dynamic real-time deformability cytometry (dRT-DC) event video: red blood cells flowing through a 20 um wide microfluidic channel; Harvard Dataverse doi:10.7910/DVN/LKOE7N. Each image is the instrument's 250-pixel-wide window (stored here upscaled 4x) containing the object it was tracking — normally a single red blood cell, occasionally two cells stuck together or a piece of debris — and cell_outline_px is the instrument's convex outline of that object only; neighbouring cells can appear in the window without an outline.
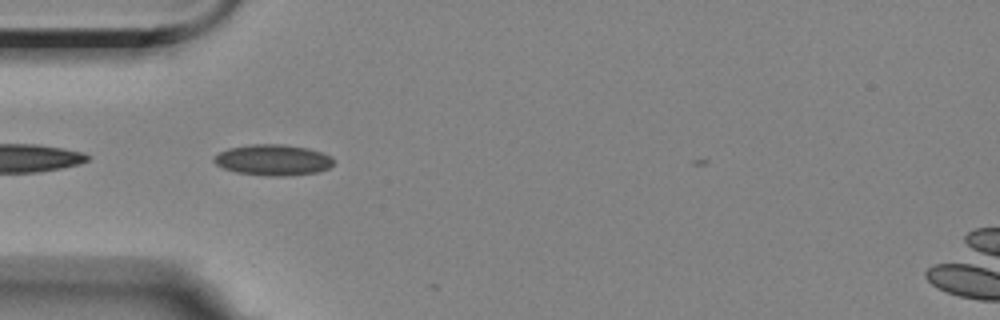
{"species": "Egyptian fruit bat (a non-hibernating species)", "species_latin": "Rousettus aegyptiacus", "temperature_condition": "room temperature", "stored_images_in_passage": 3, "camera_frame_rate_fps": 3000, "um_per_image_px": 0.085, "animal": {"sex": "female"}, "frame": {"image": 1, "passage_image": 2, "time_ms": 0.333, "image_size_px": [1000, 320], "cell_outline_px": [[336, 160], [328, 168], [316, 172], [280, 176], [268, 176], [236, 172], [224, 168], [216, 164], [212, 160], [220, 152], [228, 148], [252, 144], [280, 144], [308, 148], [332, 156]], "centroid_in_image_um": [23.21, 13.59], "position_along_channel_um": 61.8, "area_um2": 21.39}}